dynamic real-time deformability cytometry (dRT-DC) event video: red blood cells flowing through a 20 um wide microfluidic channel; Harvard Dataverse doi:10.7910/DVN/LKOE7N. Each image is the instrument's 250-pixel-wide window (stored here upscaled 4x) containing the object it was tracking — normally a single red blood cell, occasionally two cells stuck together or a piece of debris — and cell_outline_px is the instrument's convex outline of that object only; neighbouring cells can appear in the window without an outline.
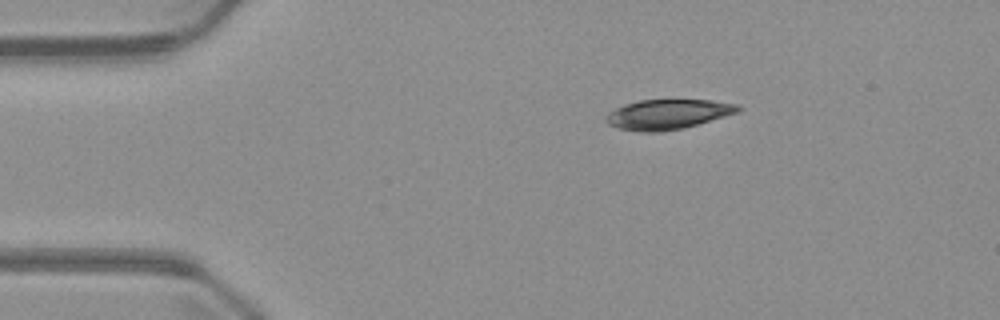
{"species": "common noctule bat (a hibernating species)", "species_latin": "Nyctalus noctula", "temperature_condition": "warm", "stored_images_in_passage": 2, "camera_frame_rate_fps": 3000, "um_per_image_px": 0.085, "animal": {"sex": "male", "body_mass_g": 23.1, "forearm_length_mm": 52.7}, "frame": {"image": 1, "passage_image": 2, "time_ms": 1.333, "image_size_px": [1000, 320], "cell_outline_px": [[744, 108], [740, 112], [684, 128], [660, 132], [640, 132], [620, 128], [608, 124], [604, 120], [604, 116], [608, 112], [624, 104], [640, 100], [712, 100], [736, 104]], "centroid_in_image_um": [56.77, 9.72], "position_along_channel_um": 28.2, "area_um2": 23.18}}